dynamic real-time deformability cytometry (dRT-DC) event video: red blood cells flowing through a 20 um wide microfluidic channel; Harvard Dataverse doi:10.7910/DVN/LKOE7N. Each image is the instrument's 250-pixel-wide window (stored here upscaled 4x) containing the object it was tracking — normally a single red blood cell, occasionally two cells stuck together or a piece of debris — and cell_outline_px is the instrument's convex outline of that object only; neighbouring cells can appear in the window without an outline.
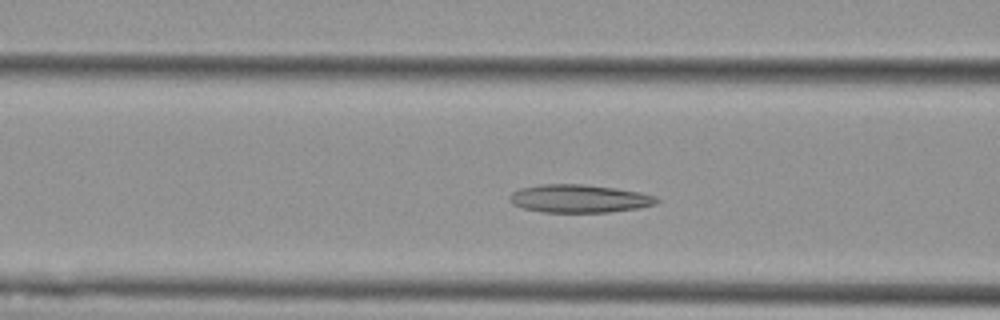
{"species": "Egyptian fruit bat (a non-hibernating species)", "species_latin": "Rousettus aegyptiacus", "temperature_condition": "cold", "stored_images_in_passage": 20, "camera_frame_rate_fps": 3000, "um_per_image_px": 0.085, "animal": {"sex": "female"}, "frame": {"image": 1, "passage_image": 16, "time_ms": 5.0, "image_size_px": [1000, 320], "cell_outline_px": [[660, 200], [656, 204], [640, 208], [608, 212], [540, 212], [524, 208], [512, 204], [508, 200], [508, 196], [512, 192], [520, 188], [540, 184], [584, 184], [616, 188], [640, 192], [656, 196]], "centroid_in_image_um": [49.22, 16.88], "position_along_channel_um": 117.4, "area_um2": 24.28}}
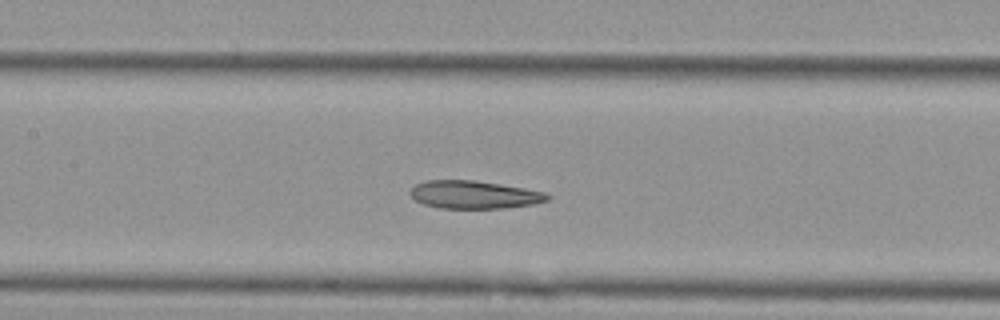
{"frame": {"image": 2, "passage_image": 20, "time_ms": 6.333, "image_size_px": [1000, 320], "cell_outline_px": [[552, 196], [548, 200], [532, 204], [504, 208], [440, 208], [424, 204], [416, 200], [408, 192], [416, 184], [424, 180], [476, 180], [524, 188], [544, 192]], "centroid_in_image_um": [40.29, 16.54], "position_along_channel_um": 167.1, "area_um2": 22.25}}